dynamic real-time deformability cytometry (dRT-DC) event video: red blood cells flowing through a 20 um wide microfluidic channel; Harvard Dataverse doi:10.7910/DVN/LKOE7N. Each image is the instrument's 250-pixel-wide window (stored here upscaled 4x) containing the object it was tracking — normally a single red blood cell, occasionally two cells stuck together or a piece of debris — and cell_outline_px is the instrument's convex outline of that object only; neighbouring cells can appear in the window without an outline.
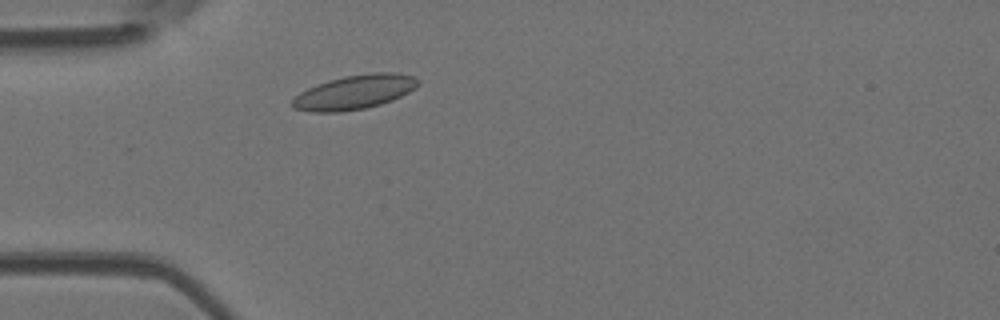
{"species": "Egyptian fruit bat (a non-hibernating species)", "species_latin": "Rousettus aegyptiacus", "temperature_condition": "room temperature", "stored_images_in_passage": 45, "camera_frame_rate_fps": 3000, "um_per_image_px": 0.085, "animal": {"sex": "female"}, "frame": {"image": 1, "passage_image": 7, "time_ms": 2.0, "image_size_px": [1000, 320], "cell_outline_px": [[420, 84], [416, 88], [392, 100], [380, 104], [364, 108], [340, 112], [308, 112], [292, 108], [288, 104], [300, 92], [316, 84], [328, 80], [344, 76], [372, 72], [392, 72], [416, 76], [420, 80]], "centroid_in_image_um": [30.12, 7.83], "position_along_channel_um": 54.9, "area_um2": 25.37}}
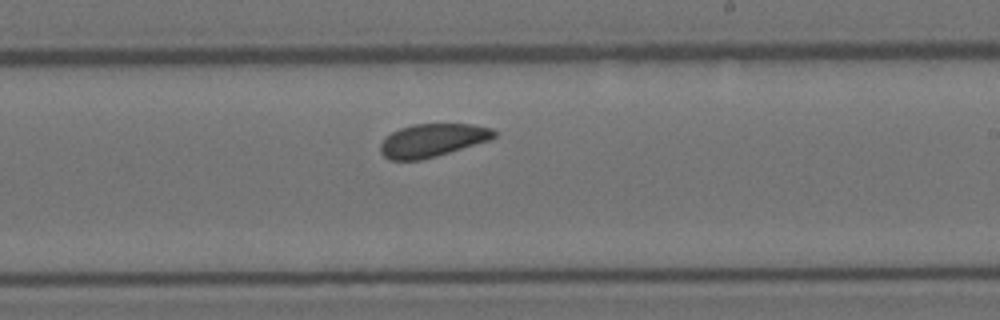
{"frame": {"image": 2, "passage_image": 23, "time_ms": 7.333, "image_size_px": [1000, 320], "cell_outline_px": [[496, 136], [488, 140], [436, 156], [420, 160], [392, 160], [384, 156], [380, 152], [380, 144], [392, 132], [400, 128], [412, 124], [472, 124], [492, 128], [496, 132]], "centroid_in_image_um": [36.74, 11.92], "position_along_channel_um": 252.3, "area_um2": 21.68}}
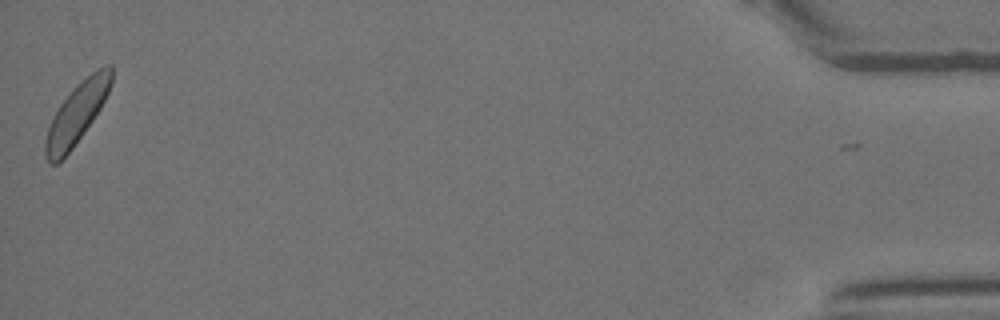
{"frame": {"image": 3, "passage_image": 44, "time_ms": 14.333, "image_size_px": [1000, 320], "cell_outline_px": [[112, 84], [100, 108], [92, 120], [72, 148], [56, 164], [48, 164], [44, 156], [44, 140], [48, 128], [60, 104], [96, 68], [104, 64], [112, 64]], "centroid_in_image_um": [6.52, 9.66], "position_along_channel_um": 428.7, "area_um2": 22.6}, "authors_computed_cell_mechanics": {"area_um2": 22.7732, "velocity_mm_per_s": 3.8526, "shape_relaxation_time_tau1_ms": 2.4883, "shape_relaxation_time_tau2_ms": null, "deformation_change_tau1": 0.0522, "deformation_change_tau2": null}}